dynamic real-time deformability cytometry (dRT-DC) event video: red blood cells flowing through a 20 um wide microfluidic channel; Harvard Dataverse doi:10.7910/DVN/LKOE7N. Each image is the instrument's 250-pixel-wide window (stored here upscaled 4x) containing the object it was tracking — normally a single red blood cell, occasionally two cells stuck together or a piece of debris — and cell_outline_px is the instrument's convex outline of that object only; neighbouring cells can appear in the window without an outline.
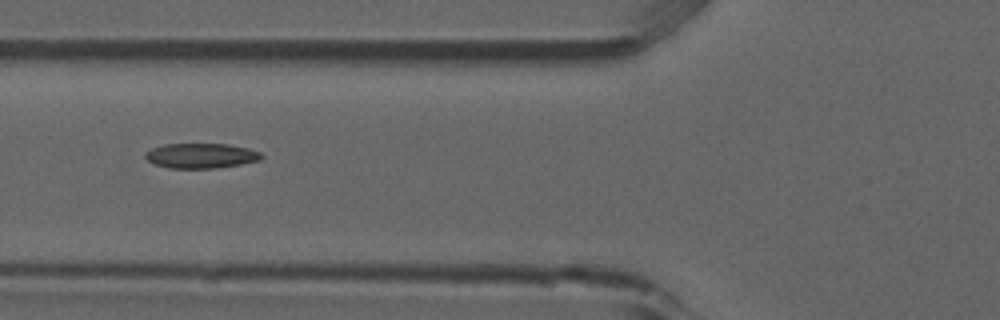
{"species": "common noctule bat (a hibernating species)", "species_latin": "Nyctalus noctula", "temperature_condition": "room temperature", "stored_images_in_passage": 4, "camera_frame_rate_fps": 3000, "um_per_image_px": 0.085, "animal": {"sex": "male", "forearm_length_mm": 52.5}, "frame": {"image": 1, "passage_image": 2, "time_ms": 0.333, "image_size_px": [1000, 320], "cell_outline_px": [[264, 156], [260, 160], [240, 164], [216, 168], [168, 168], [156, 164], [148, 160], [144, 156], [144, 152], [152, 148], [164, 144], [228, 144], [248, 148], [260, 152]], "centroid_in_image_um": [17.08, 13.23], "position_along_channel_um": 108.7, "area_um2": 16.88}}
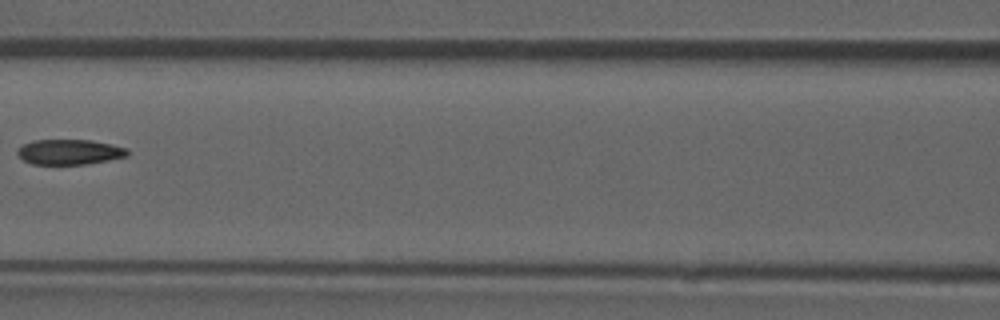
{"frame": {"image": 2, "passage_image": 3, "time_ms": 0.667, "image_size_px": [1000, 320], "cell_outline_px": [[128, 156], [88, 164], [32, 164], [24, 160], [16, 152], [20, 144], [32, 140], [92, 140], [112, 144], [128, 148]], "centroid_in_image_um": [5.9, 12.91], "position_along_channel_um": 160.7, "area_um2": 16.3}}